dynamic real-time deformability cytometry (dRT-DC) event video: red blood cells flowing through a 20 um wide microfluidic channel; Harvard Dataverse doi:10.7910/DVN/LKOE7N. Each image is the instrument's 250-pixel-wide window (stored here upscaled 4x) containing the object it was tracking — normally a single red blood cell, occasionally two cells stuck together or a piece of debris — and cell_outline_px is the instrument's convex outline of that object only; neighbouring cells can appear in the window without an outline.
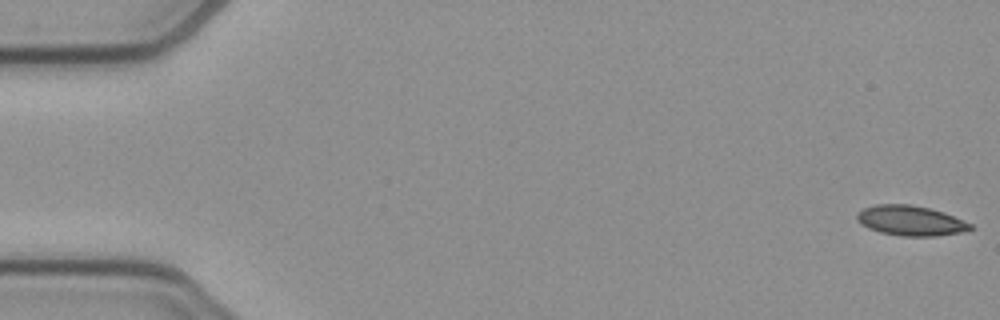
{"species": "common noctule bat (a hibernating species)", "species_latin": "Nyctalus noctula", "temperature_condition": "cold", "stored_images_in_passage": 53, "camera_frame_rate_fps": 3000, "um_per_image_px": 0.085, "animal": {"sex": "female", "body_mass_g": 21.9}, "frame": {"image": 1, "passage_image": 1, "time_ms": 0.0, "image_size_px": [1000, 320], "cell_outline_px": [[976, 228], [960, 232], [936, 236], [900, 236], [880, 232], [868, 228], [856, 220], [856, 212], [864, 208], [876, 204], [908, 204], [928, 208], [944, 212], [972, 224]], "centroid_in_image_um": [77.38, 18.75], "position_along_channel_um": 7.6, "area_um2": 19.88}}
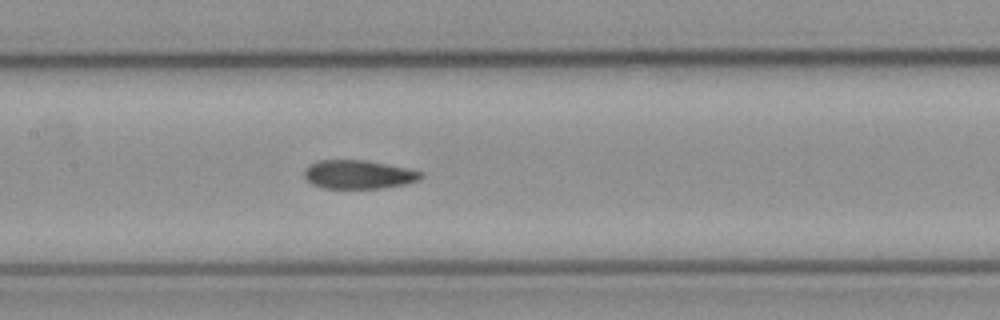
{"frame": {"image": 2, "passage_image": 25, "time_ms": 8.0, "image_size_px": [1000, 320], "cell_outline_px": [[424, 176], [420, 180], [408, 184], [384, 188], [324, 188], [312, 184], [304, 176], [304, 168], [308, 164], [316, 160], [364, 160], [404, 168], [420, 172]], "centroid_in_image_um": [30.44, 14.83], "position_along_channel_um": 177.0, "area_um2": 19.48}}
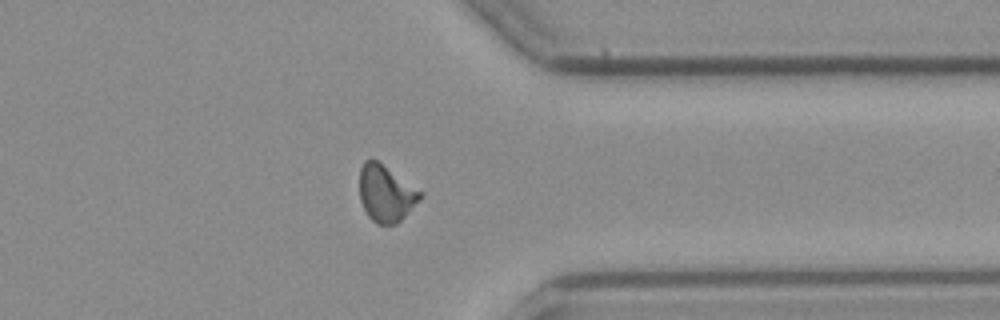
{"frame": {"image": 3, "passage_image": 41, "time_ms": 13.333, "image_size_px": [1000, 320], "cell_outline_px": [[424, 196], [396, 224], [376, 224], [368, 216], [360, 200], [360, 168], [364, 160], [376, 160], [424, 192]], "centroid_in_image_um": [32.82, 16.44], "position_along_channel_um": 378.6, "area_um2": 19.94}, "authors_computed_cell_mechanics": {"area_um2": 19.8832, "velocity_mm_per_s": 3.9155, "shape_relaxation_time_tau1_ms": 10.0278, "shape_relaxation_time_tau2_ms": 1.7575, "deformation_change_tau1": 0.1964, "deformation_change_tau2": 0.067}}